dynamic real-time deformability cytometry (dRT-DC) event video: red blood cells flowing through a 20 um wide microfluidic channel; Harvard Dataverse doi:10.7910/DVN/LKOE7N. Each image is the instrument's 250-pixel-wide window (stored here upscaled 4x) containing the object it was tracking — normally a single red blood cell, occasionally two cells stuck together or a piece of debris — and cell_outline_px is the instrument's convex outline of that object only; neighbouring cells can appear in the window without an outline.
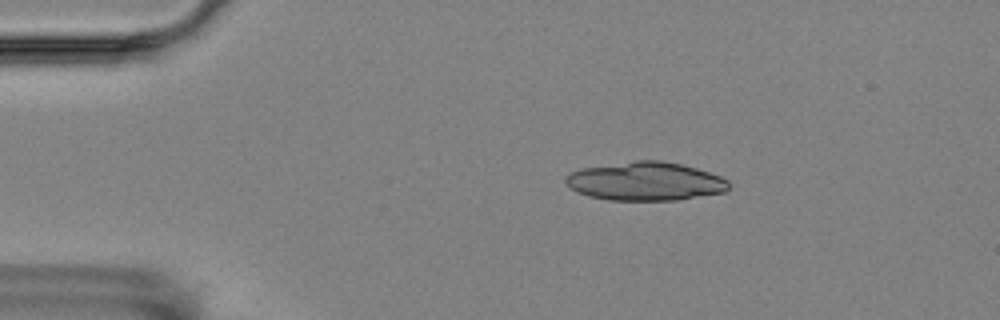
{"species": "Egyptian fruit bat (a non-hibernating species)", "species_latin": "Rousettus aegyptiacus", "temperature_condition": "room temperature", "stored_images_in_passage": 5, "camera_frame_rate_fps": 3000, "um_per_image_px": 0.085, "animal": {"sex": "female"}, "frame": {"image": 1, "passage_image": 3, "time_ms": 2.333, "image_size_px": [1000, 320], "cell_outline_px": [[728, 188], [724, 192], [676, 200], [608, 200], [588, 196], [576, 192], [564, 180], [564, 176], [580, 168], [636, 160], [660, 160], [680, 164], [696, 168], [720, 176], [728, 180]], "centroid_in_image_um": [54.82, 15.41], "position_along_channel_um": 30.2, "area_um2": 36.59}}